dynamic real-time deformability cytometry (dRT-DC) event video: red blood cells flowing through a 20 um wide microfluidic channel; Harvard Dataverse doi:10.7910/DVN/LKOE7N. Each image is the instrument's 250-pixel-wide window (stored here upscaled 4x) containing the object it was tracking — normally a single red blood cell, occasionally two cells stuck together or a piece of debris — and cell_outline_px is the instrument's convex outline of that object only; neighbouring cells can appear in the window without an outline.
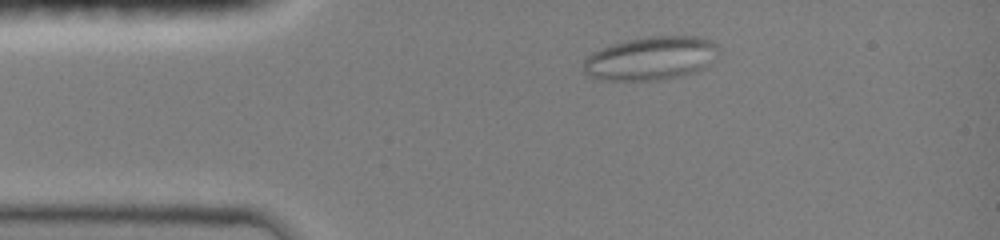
{"species": "common noctule bat (a hibernating species)", "species_latin": "Nyctalus noctula", "temperature_condition": "room temperature", "stored_images_in_passage": 48, "camera_frame_rate_fps": 3000, "um_per_image_px": 0.085, "animal": {"sex": "female", "body_mass_g": 19.0, "forearm_length_mm": 51.5}, "frame": {"image": 1, "passage_image": 7, "time_ms": 2.0, "image_size_px": [1000, 240], "cell_outline_px": [[720, 44], [708, 64], [704, 68], [696, 72], [656, 80], [600, 80], [584, 72], [584, 60], [592, 52], [600, 48], [612, 44], [628, 40], [648, 36], [696, 36], [712, 40]], "centroid_in_image_um": [55.31, 4.94], "position_along_channel_um": 29.7, "area_um2": 33.99}}
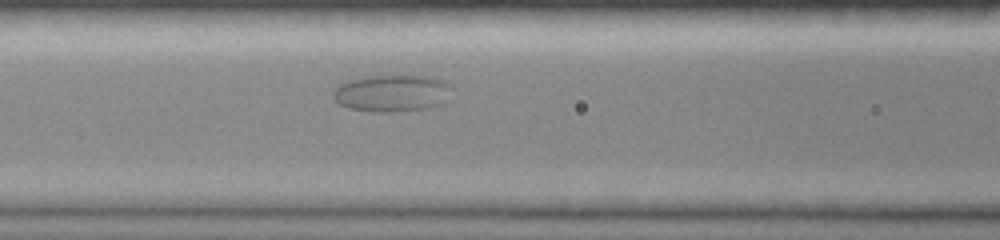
{"frame": {"image": 2, "passage_image": 19, "time_ms": 6.0, "image_size_px": [1000, 240], "cell_outline_px": [[448, 100], [440, 104], [428, 108], [396, 112], [376, 112], [348, 108], [340, 104], [332, 96], [332, 92], [340, 84], [348, 80], [368, 76], [428, 76], [440, 80], [448, 84]], "centroid_in_image_um": [33.27, 7.93], "position_along_channel_um": 133.3, "area_um2": 25.32}}
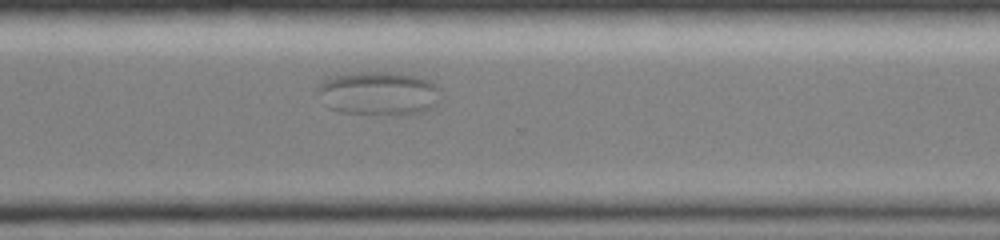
{"frame": {"image": 3, "passage_image": 36, "time_ms": 11.667, "image_size_px": [1000, 240], "cell_outline_px": [[444, 96], [432, 108], [424, 112], [400, 116], [396, 116], [340, 112], [328, 108], [316, 88], [324, 80], [332, 76], [356, 72], [392, 72], [416, 76], [428, 80], [436, 84], [440, 88]], "centroid_in_image_um": [32.26, 7.96], "position_along_channel_um": 338.3, "area_um2": 32.08}}